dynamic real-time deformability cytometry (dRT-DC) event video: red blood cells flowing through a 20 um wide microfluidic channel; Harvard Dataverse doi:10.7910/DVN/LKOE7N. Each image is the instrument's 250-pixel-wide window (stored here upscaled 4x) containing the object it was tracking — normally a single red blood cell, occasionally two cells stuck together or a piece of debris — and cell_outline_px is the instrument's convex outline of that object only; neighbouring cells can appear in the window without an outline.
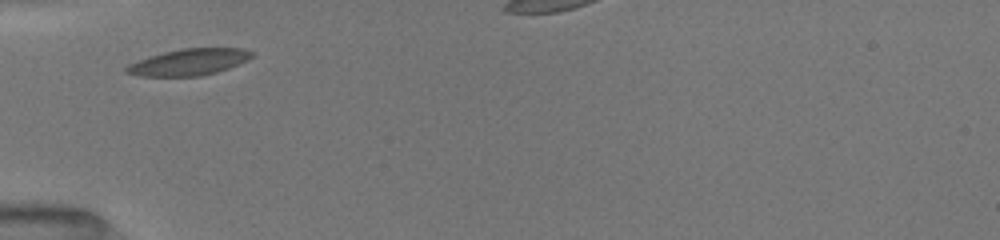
{"species": "common noctule bat (a hibernating species)", "species_latin": "Nyctalus noctula", "temperature_condition": "room temperature", "stored_images_in_passage": 20, "camera_frame_rate_fps": 3000, "um_per_image_px": 0.085, "animal": {"sex": "female", "body_mass_g": 19.5, "forearm_length_mm": 54.1}, "frame": {"image": 1, "passage_image": 1, "time_ms": 0.0, "image_size_px": [1000, 240], "cell_outline_px": [[256, 52], [248, 60], [228, 68], [216, 72], [200, 76], [140, 76], [124, 72], [124, 68], [128, 64], [136, 60], [164, 52], [184, 48], [244, 48]], "centroid_in_image_um": [16.06, 5.27], "position_along_channel_um": 68.9, "area_um2": 19.42}}
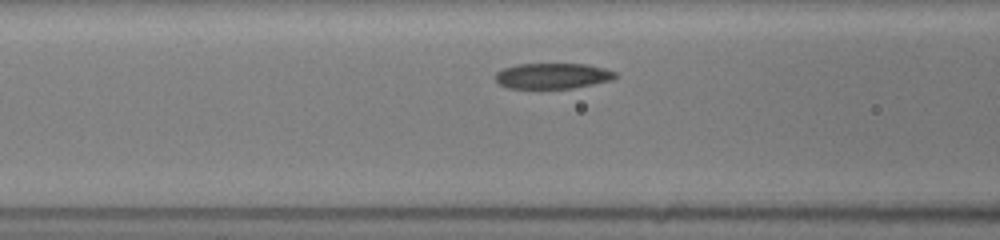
{"frame": {"image": 2, "passage_image": 9, "time_ms": 1.333, "image_size_px": [1000, 240], "cell_outline_px": [[616, 76], [612, 80], [572, 88], [540, 92], [508, 88], [500, 84], [496, 80], [496, 72], [504, 68], [516, 64], [588, 64], [604, 68], [616, 72]], "centroid_in_image_um": [46.92, 6.5], "position_along_channel_um": 119.7, "area_um2": 18.73}}
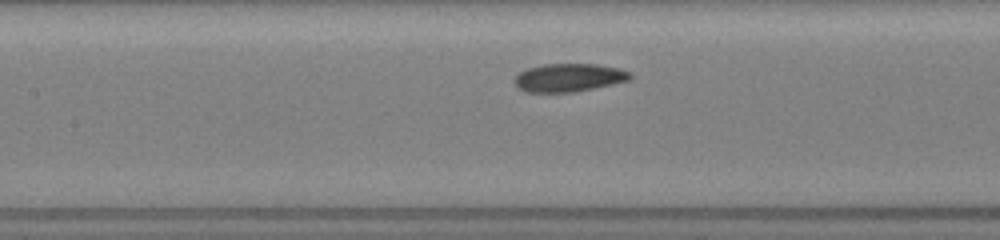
{"frame": {"image": 3, "passage_image": 15, "time_ms": 2.333, "image_size_px": [1000, 240], "cell_outline_px": [[632, 80], [576, 92], [524, 92], [516, 88], [512, 80], [520, 72], [528, 68], [544, 64], [596, 64], [620, 68], [632, 72]], "centroid_in_image_um": [48.36, 6.6], "position_along_channel_um": 159.0, "area_um2": 19.36}}